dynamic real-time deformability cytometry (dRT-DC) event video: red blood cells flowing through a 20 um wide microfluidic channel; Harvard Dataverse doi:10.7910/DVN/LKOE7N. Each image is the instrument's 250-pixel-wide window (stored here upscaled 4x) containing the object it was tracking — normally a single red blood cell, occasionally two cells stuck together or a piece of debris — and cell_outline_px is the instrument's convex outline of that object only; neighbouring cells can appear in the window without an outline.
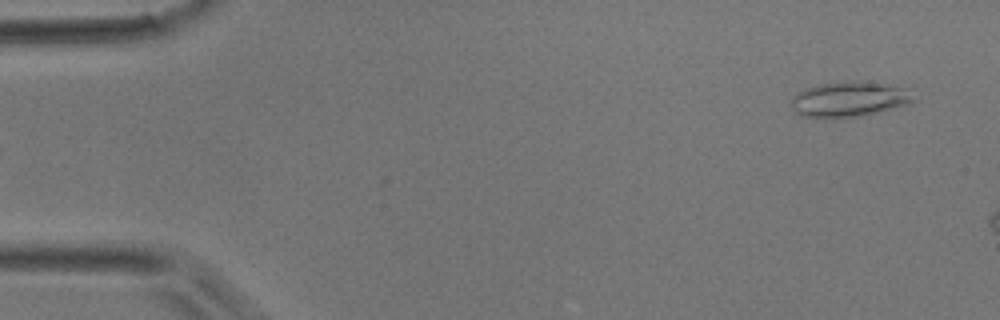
{"species": "common noctule bat (a hibernating species)", "species_latin": "Nyctalus noctula", "temperature_condition": "room temperature", "stored_images_in_passage": 5, "camera_frame_rate_fps": 3000, "um_per_image_px": 0.085, "animal": {"sex": "male", "body_mass_g": 17.9}, "frame": {"image": 1, "passage_image": 5, "time_ms": 1.333, "image_size_px": [1000, 320], "cell_outline_px": [[916, 100], [912, 104], [856, 116], [800, 116], [792, 112], [792, 96], [796, 92], [820, 84], [888, 84], [904, 88]], "centroid_in_image_um": [72.16, 8.47], "position_along_channel_um": 12.8, "area_um2": 23.64}}